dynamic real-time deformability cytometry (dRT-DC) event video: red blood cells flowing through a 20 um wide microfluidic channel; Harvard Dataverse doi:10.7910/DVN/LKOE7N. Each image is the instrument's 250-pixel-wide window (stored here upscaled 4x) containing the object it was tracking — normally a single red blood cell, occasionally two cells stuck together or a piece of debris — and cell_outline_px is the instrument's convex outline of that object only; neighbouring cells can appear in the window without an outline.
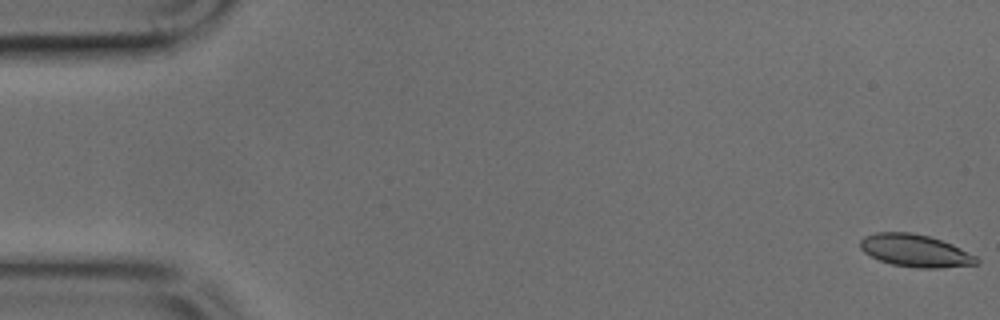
{"species": "common noctule bat (a hibernating species)", "species_latin": "Nyctalus noctula", "temperature_condition": "cold", "stored_images_in_passage": 50, "camera_frame_rate_fps": 3000, "um_per_image_px": 0.085, "animal": {"sex": "male", "body_mass_g": 17.9, "forearm_length_mm": 54.2}, "frame": {"image": 1, "passage_image": 1, "time_ms": 0.0, "image_size_px": [1000, 320], "cell_outline_px": [[980, 264], [940, 268], [916, 268], [892, 264], [880, 260], [864, 252], [860, 248], [860, 240], [864, 236], [876, 232], [912, 232], [928, 236], [952, 244], [976, 256], [980, 260]], "centroid_in_image_um": [77.81, 21.31], "position_along_channel_um": 7.2, "area_um2": 22.02}}
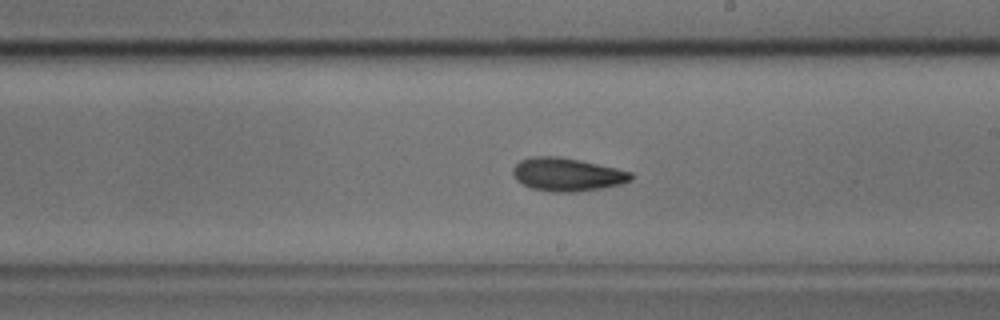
{"frame": {"image": 2, "passage_image": 28, "time_ms": 9.0, "image_size_px": [1000, 320], "cell_outline_px": [[632, 180], [620, 184], [600, 188], [576, 192], [552, 192], [532, 188], [516, 180], [512, 172], [512, 168], [520, 160], [532, 156], [560, 156], [580, 160], [616, 168], [632, 172]], "centroid_in_image_um": [48.19, 14.82], "position_along_channel_um": 240.8, "area_um2": 22.83}}
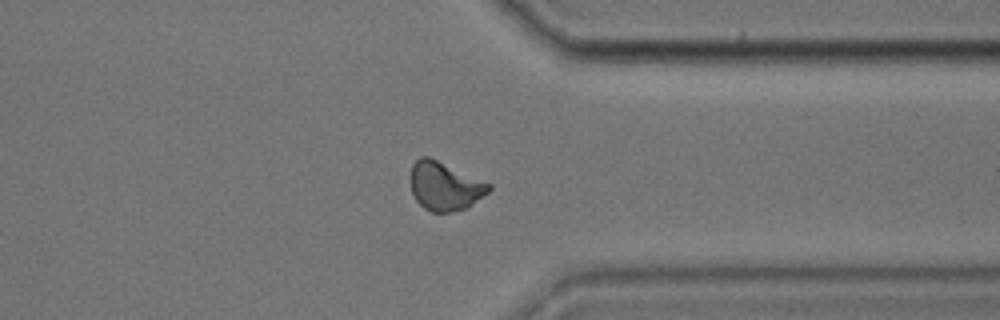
{"frame": {"image": 3, "passage_image": 38, "time_ms": 12.333, "image_size_px": [1000, 320], "cell_outline_px": [[492, 188], [488, 192], [468, 208], [448, 212], [432, 212], [424, 208], [416, 200], [412, 192], [408, 180], [412, 164], [420, 156], [428, 156], [492, 184]], "centroid_in_image_um": [37.78, 15.82], "position_along_channel_um": 373.6, "area_um2": 22.37}}